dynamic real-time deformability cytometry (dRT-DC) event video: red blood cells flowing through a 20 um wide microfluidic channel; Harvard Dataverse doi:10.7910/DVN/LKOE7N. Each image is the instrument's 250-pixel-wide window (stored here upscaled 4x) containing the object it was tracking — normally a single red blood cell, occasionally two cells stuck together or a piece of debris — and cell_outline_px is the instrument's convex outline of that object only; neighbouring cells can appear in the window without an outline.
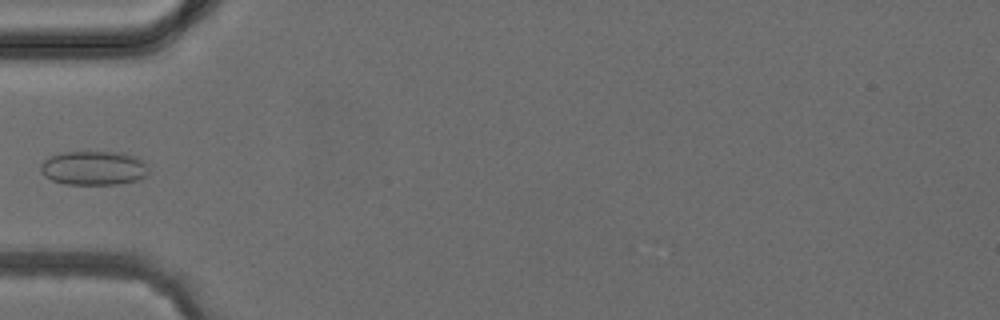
{"species": "common noctule bat (a hibernating species)", "species_latin": "Nyctalus noctula", "temperature_condition": "cold", "stored_images_in_passage": 2, "camera_frame_rate_fps": 3000, "um_per_image_px": 0.085, "animal": {"sex": "female", "body_mass_g": 24.6, "forearm_length_mm": 56.2}, "frame": {"image": 1, "passage_image": 2, "time_ms": 1.0, "image_size_px": [1000, 320], "cell_outline_px": [[148, 172], [144, 176], [136, 180], [116, 184], [64, 184], [52, 180], [44, 176], [40, 172], [40, 164], [44, 160], [52, 156], [64, 152], [124, 152], [136, 156], [144, 164]], "centroid_in_image_um": [7.92, 14.28], "position_along_channel_um": 77.1, "area_um2": 21.33}}